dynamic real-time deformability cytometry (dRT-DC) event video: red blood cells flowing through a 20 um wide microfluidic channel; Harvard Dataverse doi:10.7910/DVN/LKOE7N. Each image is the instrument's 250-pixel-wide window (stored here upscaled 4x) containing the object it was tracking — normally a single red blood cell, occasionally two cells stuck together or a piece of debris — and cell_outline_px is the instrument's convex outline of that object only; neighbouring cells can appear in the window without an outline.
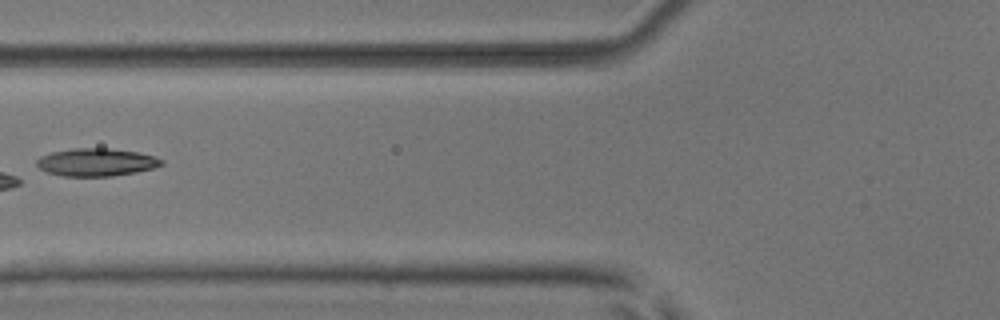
{"species": "common noctule bat (a hibernating species)", "species_latin": "Nyctalus noctula", "temperature_condition": "room temperature", "stored_images_in_passage": 4, "camera_frame_rate_fps": 3000, "um_per_image_px": 0.085, "animal": {"sex": "male", "body_mass_g": 17.9, "forearm_length_mm": 54.2}, "frame": {"image": 1, "passage_image": 4, "time_ms": 3.333, "image_size_px": [1000, 320], "cell_outline_px": [[164, 164], [152, 168], [136, 172], [112, 176], [64, 176], [48, 172], [40, 168], [36, 164], [36, 160], [40, 156], [52, 152], [72, 148], [108, 148], [136, 152], [156, 156], [164, 160]], "centroid_in_image_um": [8.2, 13.78], "position_along_channel_um": 117.6, "area_um2": 20.17}}